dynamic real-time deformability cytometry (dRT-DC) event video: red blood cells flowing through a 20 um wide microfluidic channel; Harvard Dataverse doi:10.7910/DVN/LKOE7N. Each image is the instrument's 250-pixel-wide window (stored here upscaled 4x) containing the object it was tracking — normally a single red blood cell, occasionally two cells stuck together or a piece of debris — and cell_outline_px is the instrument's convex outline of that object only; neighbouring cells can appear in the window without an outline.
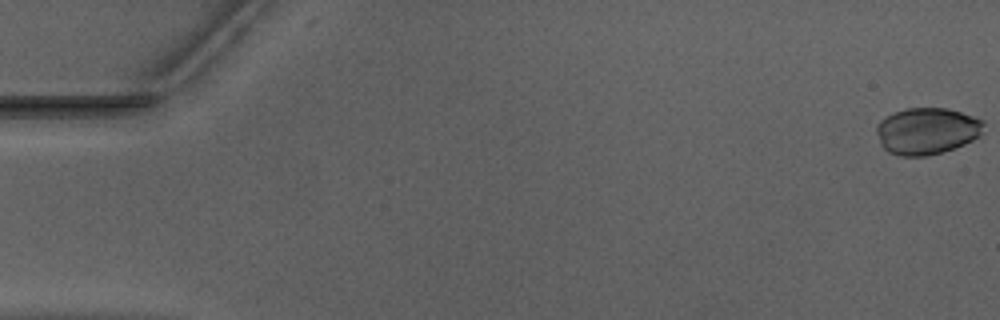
{"species": "Egyptian fruit bat (a non-hibernating species)", "species_latin": "Rousettus aegyptiacus", "temperature_condition": "warm", "stored_images_in_passage": 8, "camera_frame_rate_fps": 3000, "um_per_image_px": 0.085, "animal": {"sex": "male"}, "frame": {"image": 1, "passage_image": 1, "time_ms": 0.0, "image_size_px": [1000, 320], "cell_outline_px": [[984, 124], [980, 136], [964, 144], [928, 156], [900, 156], [888, 152], [880, 144], [876, 132], [876, 124], [884, 116], [904, 108], [948, 108], [984, 120]], "centroid_in_image_um": [78.75, 11.12], "position_along_channel_um": 6.3, "area_um2": 29.3}}